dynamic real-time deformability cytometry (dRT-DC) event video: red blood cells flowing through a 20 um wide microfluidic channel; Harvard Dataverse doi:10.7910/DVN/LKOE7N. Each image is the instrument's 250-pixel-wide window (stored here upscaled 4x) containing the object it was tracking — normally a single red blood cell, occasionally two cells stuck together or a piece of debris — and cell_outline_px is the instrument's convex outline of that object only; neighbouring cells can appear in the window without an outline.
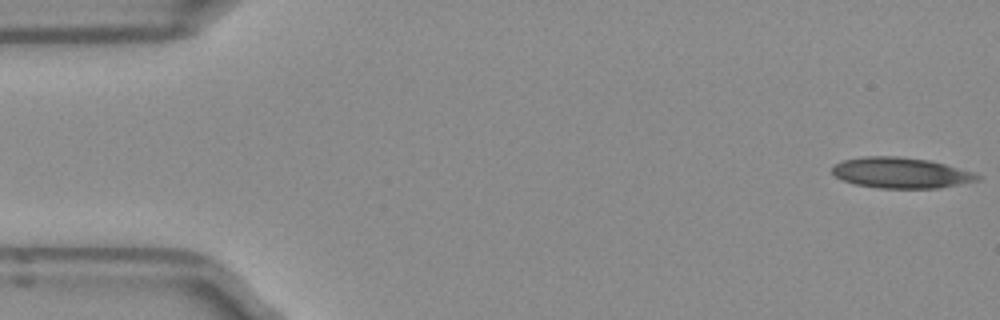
{"species": "Egyptian fruit bat (a non-hibernating species)", "species_latin": "Rousettus aegyptiacus", "temperature_condition": "room temperature", "stored_images_in_passage": 46, "camera_frame_rate_fps": 3000, "um_per_image_px": 0.085, "frame": {"image": 1, "passage_image": 1, "time_ms": 0.0, "image_size_px": [1000, 320], "cell_outline_px": [[980, 180], [940, 188], [876, 188], [856, 184], [844, 180], [836, 176], [832, 172], [832, 168], [836, 164], [844, 160], [864, 156], [900, 156], [928, 160], [944, 164], [980, 176]], "centroid_in_image_um": [76.54, 14.69], "position_along_channel_um": 8.5, "area_um2": 25.61}}
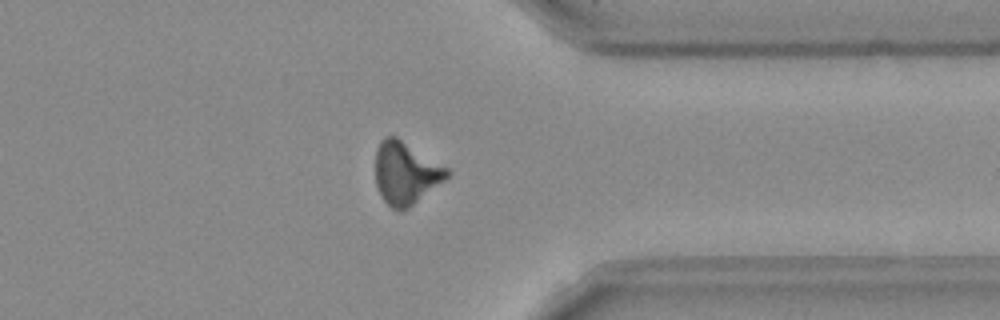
{"frame": {"image": 2, "passage_image": 39, "time_ms": 12.667, "image_size_px": [1000, 320], "cell_outline_px": [[452, 172], [444, 180], [408, 208], [392, 208], [384, 200], [376, 184], [376, 152], [380, 140], [384, 136], [396, 136], [448, 168]], "centroid_in_image_um": [34.48, 14.67], "position_along_channel_um": 376.9, "area_um2": 25.55}}
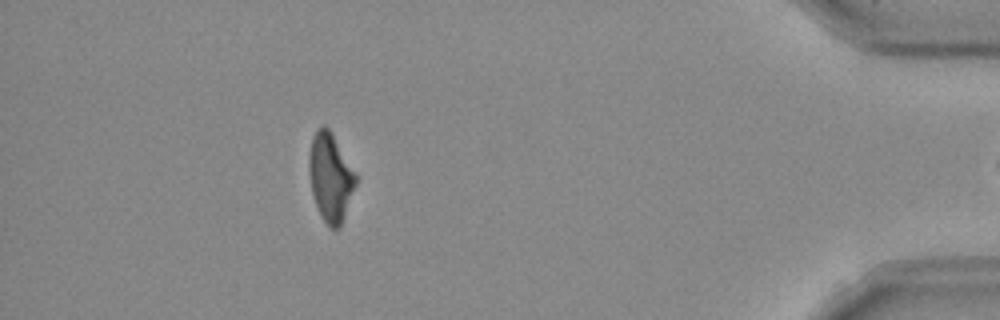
{"frame": {"image": 3, "passage_image": 45, "time_ms": 14.667, "image_size_px": [1000, 320], "cell_outline_px": [[360, 176], [340, 228], [328, 228], [316, 204], [312, 192], [308, 168], [308, 164], [312, 136], [316, 128], [328, 128], [332, 132]], "centroid_in_image_um": [28.14, 15.06], "position_along_channel_um": 407.1, "area_um2": 24.45}}